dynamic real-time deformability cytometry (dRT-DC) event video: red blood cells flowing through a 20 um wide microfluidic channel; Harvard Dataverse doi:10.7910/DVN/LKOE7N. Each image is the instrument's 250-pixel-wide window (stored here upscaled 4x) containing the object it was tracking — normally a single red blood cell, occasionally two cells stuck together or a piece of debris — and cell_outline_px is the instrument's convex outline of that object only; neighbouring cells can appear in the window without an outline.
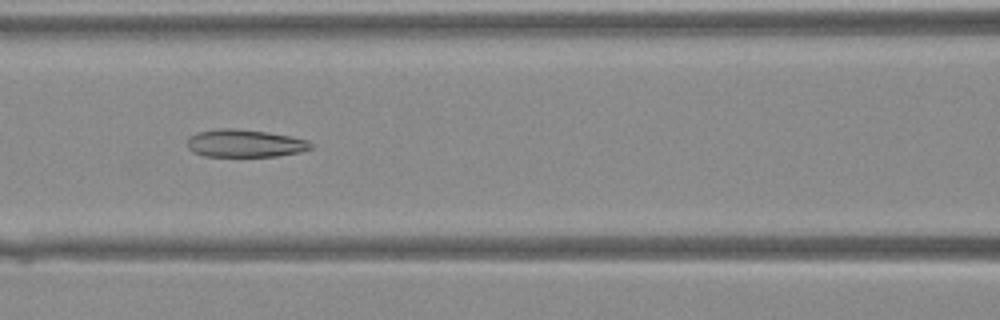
{"species": "Egyptian fruit bat (a non-hibernating species)", "species_latin": "Rousettus aegyptiacus", "temperature_condition": "warm", "stored_images_in_passage": 42, "camera_frame_rate_fps": 3000, "um_per_image_px": 0.085, "animal": {"sex": "female"}, "frame": {"image": 1, "passage_image": 19, "time_ms": 6.0, "image_size_px": [1000, 320], "cell_outline_px": [[312, 148], [300, 152], [276, 156], [204, 156], [192, 152], [188, 148], [188, 140], [196, 132], [220, 128], [232, 128], [268, 132], [308, 140], [312, 144]], "centroid_in_image_um": [20.8, 12.18], "position_along_channel_um": 145.8, "area_um2": 19.83}}
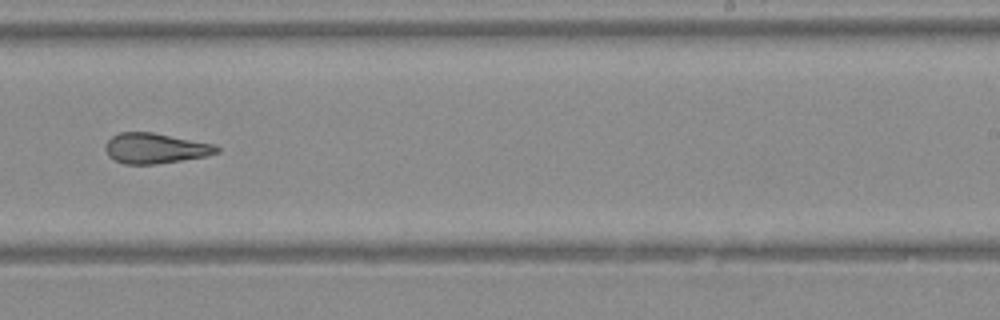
{"frame": {"image": 2, "passage_image": 27, "time_ms": 8.667, "image_size_px": [1000, 320], "cell_outline_px": [[220, 152], [208, 156], [156, 164], [124, 164], [108, 156], [104, 148], [104, 144], [112, 136], [120, 132], [152, 132], [216, 144], [220, 148]], "centroid_in_image_um": [13.22, 12.6], "position_along_channel_um": 275.8, "area_um2": 19.88}}
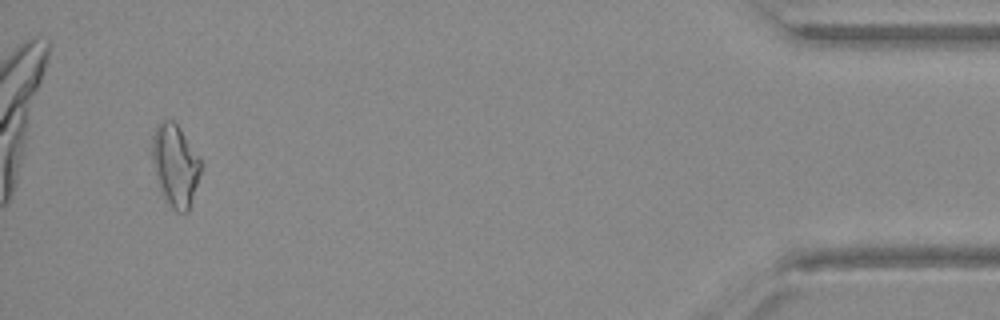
{"frame": {"image": 3, "passage_image": 40, "time_ms": 13.0, "image_size_px": [1000, 320], "cell_outline_px": [[200, 172], [188, 212], [176, 212], [172, 208], [160, 192], [152, 160], [152, 136], [156, 128], [164, 120], [172, 120], [180, 128], [200, 160]], "centroid_in_image_um": [14.87, 14.07], "position_along_channel_um": 420.3, "area_um2": 22.72}}